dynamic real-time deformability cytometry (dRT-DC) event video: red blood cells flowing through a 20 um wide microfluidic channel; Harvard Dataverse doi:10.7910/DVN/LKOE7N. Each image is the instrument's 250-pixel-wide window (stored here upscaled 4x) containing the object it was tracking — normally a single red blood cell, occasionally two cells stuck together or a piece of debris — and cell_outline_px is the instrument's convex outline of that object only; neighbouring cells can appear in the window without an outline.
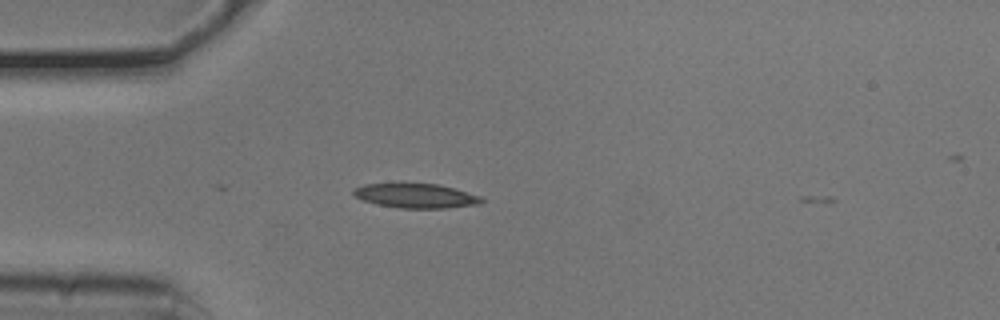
{"species": "common noctule bat (a hibernating species)", "species_latin": "Nyctalus noctula", "temperature_condition": "cold", "stored_images_in_passage": 7, "camera_frame_rate_fps": 3000, "um_per_image_px": 0.085, "animal": {"sex": "male", "body_mass_g": 20.5, "forearm_length_mm": 52.5}, "frame": {"image": 1, "passage_image": 1, "time_ms": 0.0, "image_size_px": [1000, 320], "cell_outline_px": [[484, 200], [480, 204], [448, 208], [400, 208], [376, 204], [364, 200], [356, 196], [352, 192], [352, 188], [364, 184], [440, 184], [456, 188], [480, 196]], "centroid_in_image_um": [35.38, 16.64], "position_along_channel_um": 49.6, "area_um2": 18.21}}
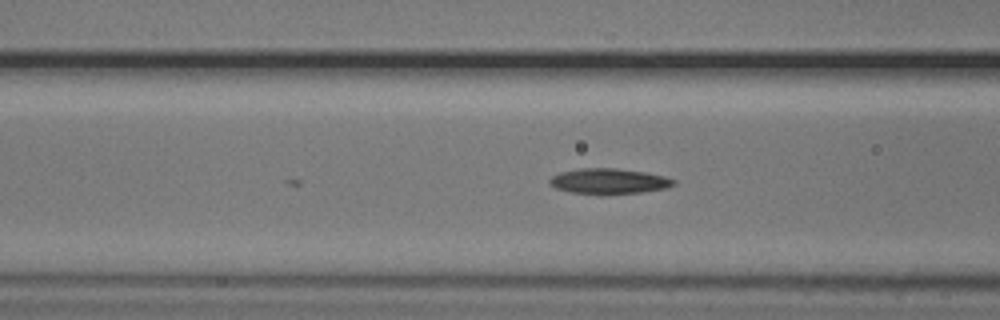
{"frame": {"image": 2, "passage_image": 7, "time_ms": 2.0, "image_size_px": [1000, 320], "cell_outline_px": [[676, 184], [668, 188], [640, 192], [604, 196], [572, 192], [556, 188], [548, 184], [548, 180], [552, 176], [560, 172], [580, 168], [616, 168], [644, 172], [664, 176], [676, 180]], "centroid_in_image_um": [51.75, 15.42], "position_along_channel_um": 114.9, "area_um2": 18.79}}